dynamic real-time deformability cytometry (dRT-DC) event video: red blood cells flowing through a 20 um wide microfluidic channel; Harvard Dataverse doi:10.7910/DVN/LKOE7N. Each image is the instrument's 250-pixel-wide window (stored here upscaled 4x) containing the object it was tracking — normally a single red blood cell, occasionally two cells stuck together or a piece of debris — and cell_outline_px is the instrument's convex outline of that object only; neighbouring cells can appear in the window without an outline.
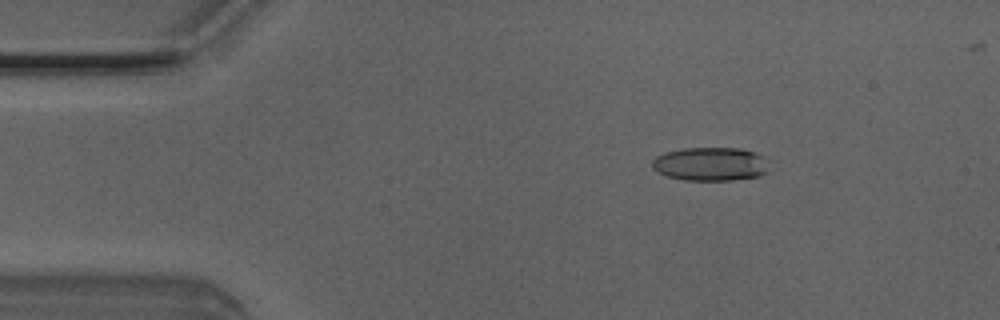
{"species": "Egyptian fruit bat (a non-hibernating species)", "species_latin": "Rousettus aegyptiacus", "temperature_condition": "room temperature", "stored_images_in_passage": 4, "camera_frame_rate_fps": 3000, "um_per_image_px": 0.085, "animal": {"sex": "male"}, "frame": {"image": 1, "passage_image": 2, "time_ms": 0.333, "image_size_px": [1000, 320], "cell_outline_px": [[764, 172], [760, 176], [732, 180], [684, 180], [668, 176], [656, 172], [652, 168], [652, 160], [656, 156], [664, 152], [684, 148], [740, 148], [764, 156]], "centroid_in_image_um": [60.3, 13.94], "position_along_channel_um": 24.7, "area_um2": 22.66}}